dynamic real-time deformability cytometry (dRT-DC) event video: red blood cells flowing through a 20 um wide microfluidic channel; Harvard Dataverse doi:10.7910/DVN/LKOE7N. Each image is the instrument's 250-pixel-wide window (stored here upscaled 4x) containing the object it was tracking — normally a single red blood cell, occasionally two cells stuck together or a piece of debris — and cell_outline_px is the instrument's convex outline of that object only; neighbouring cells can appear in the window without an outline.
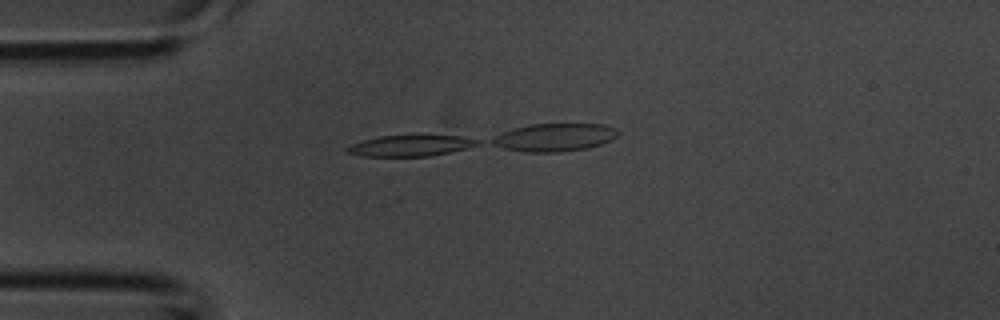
{"species": "common noctule bat (a hibernating species)", "species_latin": "Nyctalus noctula", "temperature_condition": "room temperature", "stored_images_in_passage": 4, "camera_frame_rate_fps": 3000, "um_per_image_px": 0.085, "animal": {"sex": "male", "body_mass_g": 20.1, "forearm_length_mm": 53.5}, "frame": {"image": 1, "passage_image": 3, "time_ms": 0.667, "image_size_px": [1000, 320], "cell_outline_px": [[480, 144], [432, 156], [360, 156], [344, 152], [344, 148], [348, 144], [380, 136], [460, 136], [480, 140]], "centroid_in_image_um": [34.79, 12.39], "position_along_channel_um": 50.2, "area_um2": 15.84}}